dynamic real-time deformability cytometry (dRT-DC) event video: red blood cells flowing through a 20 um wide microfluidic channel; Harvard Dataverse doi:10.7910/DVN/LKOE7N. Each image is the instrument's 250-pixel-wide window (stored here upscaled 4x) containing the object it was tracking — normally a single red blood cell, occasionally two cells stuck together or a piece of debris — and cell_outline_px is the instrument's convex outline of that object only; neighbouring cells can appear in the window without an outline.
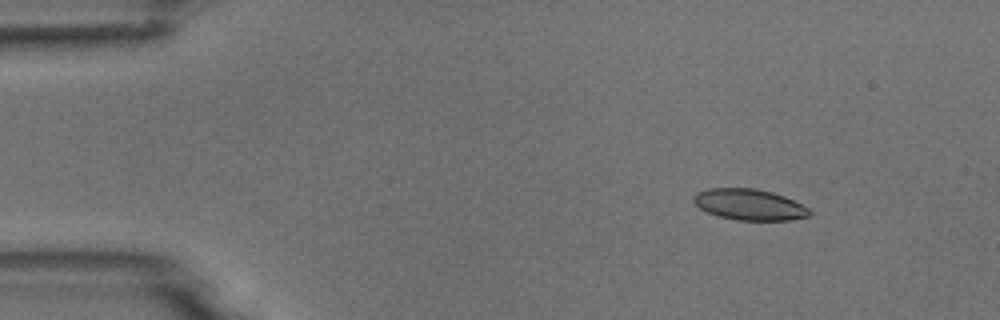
{"species": "common noctule bat (a hibernating species)", "species_latin": "Nyctalus noctula", "temperature_condition": "room temperature", "stored_images_in_passage": 7, "camera_frame_rate_fps": 3000, "um_per_image_px": 0.085, "animal": {"sex": "male", "body_mass_g": 18.8}, "frame": {"image": 1, "passage_image": 2, "time_ms": 1.0, "image_size_px": [1000, 320], "cell_outline_px": [[812, 212], [808, 216], [792, 220], [736, 220], [720, 216], [708, 212], [700, 208], [692, 200], [692, 196], [696, 192], [708, 188], [756, 188], [772, 192], [784, 196], [808, 208]], "centroid_in_image_um": [63.67, 17.38], "position_along_channel_um": 21.3, "area_um2": 20.92}}
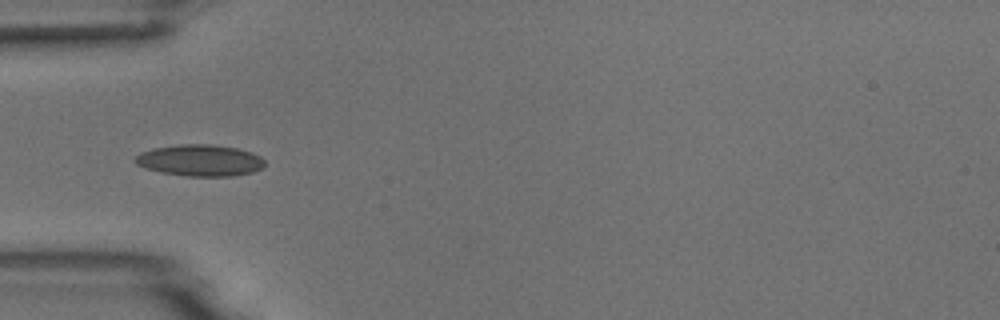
{"frame": {"image": 2, "passage_image": 5, "time_ms": 4.333, "image_size_px": [1000, 320], "cell_outline_px": [[264, 168], [252, 172], [232, 176], [188, 176], [160, 172], [136, 164], [132, 160], [140, 152], [152, 148], [180, 144], [212, 144], [236, 148], [252, 152], [260, 156], [264, 160]], "centroid_in_image_um": [17.0, 13.62], "position_along_channel_um": 68.0, "area_um2": 23.87}}